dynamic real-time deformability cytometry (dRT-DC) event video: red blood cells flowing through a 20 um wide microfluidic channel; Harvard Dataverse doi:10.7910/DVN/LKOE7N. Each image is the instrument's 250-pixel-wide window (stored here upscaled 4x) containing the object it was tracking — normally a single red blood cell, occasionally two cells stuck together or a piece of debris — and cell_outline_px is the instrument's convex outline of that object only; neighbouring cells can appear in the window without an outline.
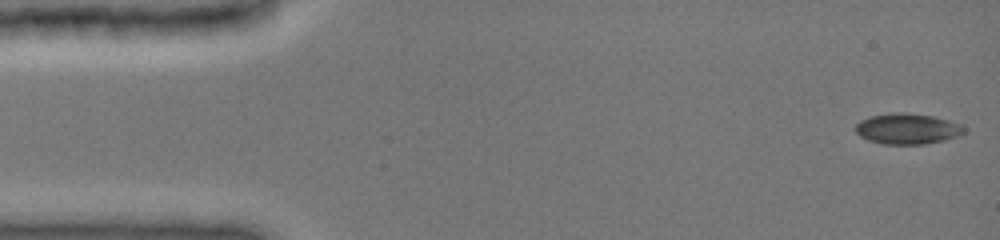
{"species": "common noctule bat (a hibernating species)", "species_latin": "Nyctalus noctula", "temperature_condition": "cold", "stored_images_in_passage": 47, "camera_frame_rate_fps": 3000, "um_per_image_px": 0.085, "animal": {"sex": "female", "body_mass_g": 19.0, "forearm_length_mm": 51.5}, "frame": {"image": 1, "passage_image": 1, "time_ms": 0.0, "image_size_px": [1000, 240], "cell_outline_px": [[964, 132], [960, 136], [944, 140], [924, 144], [884, 144], [868, 140], [860, 136], [856, 132], [856, 124], [860, 120], [868, 116], [892, 112], [904, 112], [932, 116], [948, 120], [960, 124], [964, 128]], "centroid_in_image_um": [77.1, 10.94], "position_along_channel_um": 7.9, "area_um2": 19.48}}
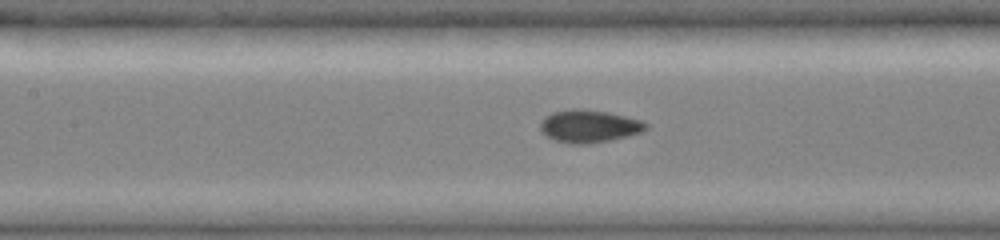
{"frame": {"image": 2, "passage_image": 21, "time_ms": 6.667, "image_size_px": [1000, 240], "cell_outline_px": [[648, 128], [640, 132], [628, 136], [612, 140], [592, 144], [572, 144], [552, 140], [540, 128], [540, 124], [552, 112], [572, 108], [576, 108], [608, 112], [640, 120], [648, 124]], "centroid_in_image_um": [50.09, 10.74], "position_along_channel_um": 157.3, "area_um2": 20.0}}
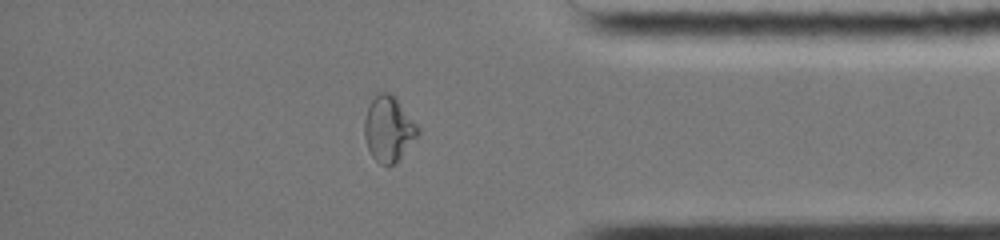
{"frame": {"image": 3, "passage_image": 40, "time_ms": 13.0, "image_size_px": [1000, 240], "cell_outline_px": [[420, 132], [396, 164], [380, 164], [372, 156], [368, 148], [364, 136], [364, 120], [368, 104], [380, 92], [388, 92], [396, 100], [420, 128]], "centroid_in_image_um": [33.01, 10.99], "position_along_channel_um": 402.2, "area_um2": 20.0}}